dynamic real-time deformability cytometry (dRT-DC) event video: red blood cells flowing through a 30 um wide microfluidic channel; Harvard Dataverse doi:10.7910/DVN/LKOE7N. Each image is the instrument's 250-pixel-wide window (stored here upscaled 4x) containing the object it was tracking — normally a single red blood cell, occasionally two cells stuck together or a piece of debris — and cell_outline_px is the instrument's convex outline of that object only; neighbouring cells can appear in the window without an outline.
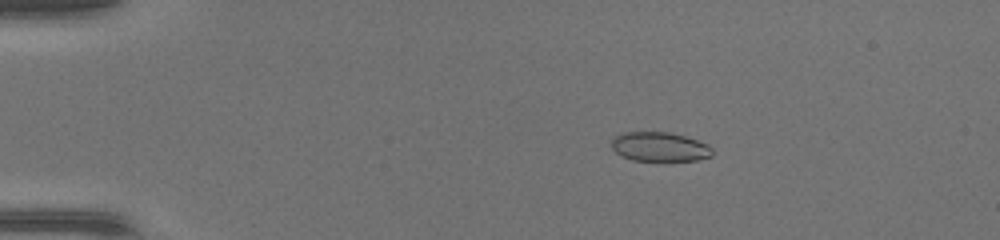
{"species": "common noctule bat (a hibernating species)", "species_latin": "Nyctalus noctula", "temperature_condition": "warm", "stored_images_in_passage": 48, "camera_frame_rate_fps": 3000, "um_per_image_px": 0.085, "animal": {"sex": "female", "body_mass_g": 17.0, "forearm_length_mm": 48.0}, "frame": {"image": 1, "passage_image": 10, "time_ms": 3.0, "image_size_px": [1000, 240], "cell_outline_px": [[712, 156], [696, 160], [632, 160], [620, 156], [612, 148], [612, 140], [616, 136], [624, 132], [668, 132], [684, 136], [708, 144], [712, 148]], "centroid_in_image_um": [56.06, 12.47], "position_along_channel_um": 28.9, "area_um2": 17.05}}
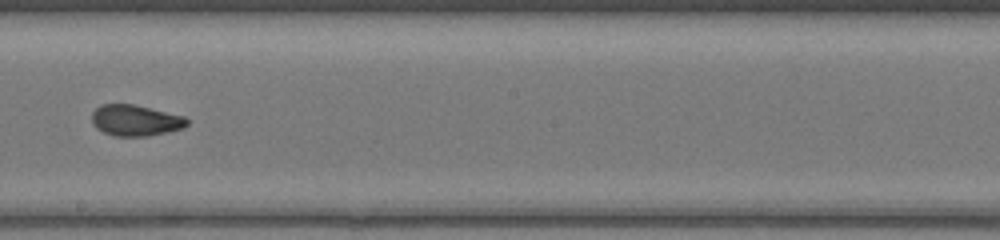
{"frame": {"image": 2, "passage_image": 29, "time_ms": 9.333, "image_size_px": [1000, 240], "cell_outline_px": [[188, 124], [184, 128], [168, 132], [148, 136], [112, 136], [96, 128], [92, 120], [92, 112], [100, 104], [136, 104], [184, 116], [188, 120]], "centroid_in_image_um": [11.52, 10.23], "position_along_channel_um": 236.7, "area_um2": 17.4}}
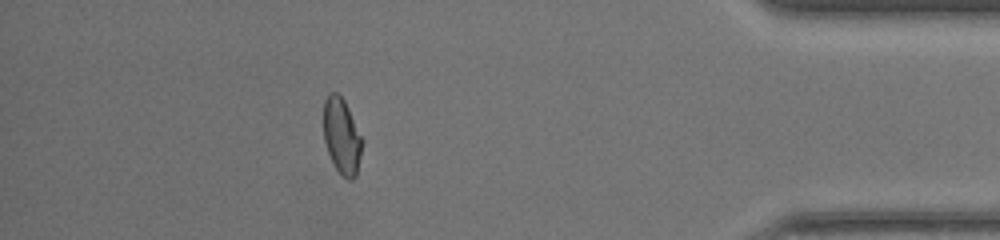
{"frame": {"image": 3, "passage_image": 43, "time_ms": 14.0, "image_size_px": [1000, 240], "cell_outline_px": [[364, 140], [356, 176], [352, 180], [348, 180], [336, 168], [328, 152], [324, 140], [324, 100], [328, 92], [336, 92], [344, 100]], "centroid_in_image_um": [29.06, 11.55], "position_along_channel_um": 406.1, "area_um2": 17.05}}